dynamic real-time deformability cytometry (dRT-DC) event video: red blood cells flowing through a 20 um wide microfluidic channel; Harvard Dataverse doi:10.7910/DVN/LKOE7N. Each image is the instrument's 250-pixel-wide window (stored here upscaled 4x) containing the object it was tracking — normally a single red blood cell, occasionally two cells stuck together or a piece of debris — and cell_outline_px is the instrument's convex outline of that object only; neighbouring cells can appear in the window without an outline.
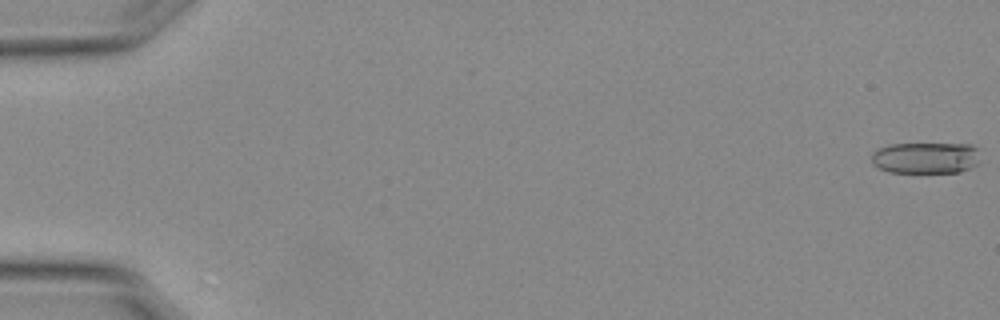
{"species": "Egyptian fruit bat (a non-hibernating species)", "species_latin": "Rousettus aegyptiacus", "temperature_condition": "warm", "stored_images_in_passage": 55, "camera_frame_rate_fps": 3000, "um_per_image_px": 0.085, "animal": {"sex": "female"}, "frame": {"image": 1, "passage_image": 1, "time_ms": 0.0, "image_size_px": [1000, 320], "cell_outline_px": [[976, 164], [960, 172], [888, 172], [876, 168], [872, 164], [872, 152], [876, 148], [888, 144], [972, 144], [976, 148]], "centroid_in_image_um": [78.58, 13.41], "position_along_channel_um": 6.4, "area_um2": 19.83}}
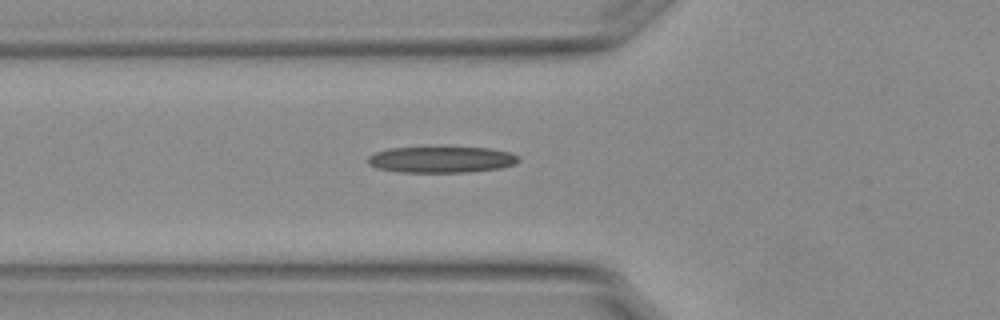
{"frame": {"image": 2, "passage_image": 21, "time_ms": 6.667, "image_size_px": [1000, 320], "cell_outline_px": [[520, 160], [512, 164], [500, 168], [468, 172], [400, 172], [376, 168], [368, 164], [368, 156], [376, 152], [388, 148], [444, 144], [492, 148], [508, 152], [520, 156]], "centroid_in_image_um": [37.5, 13.5], "position_along_channel_um": 88.3, "area_um2": 24.33}}
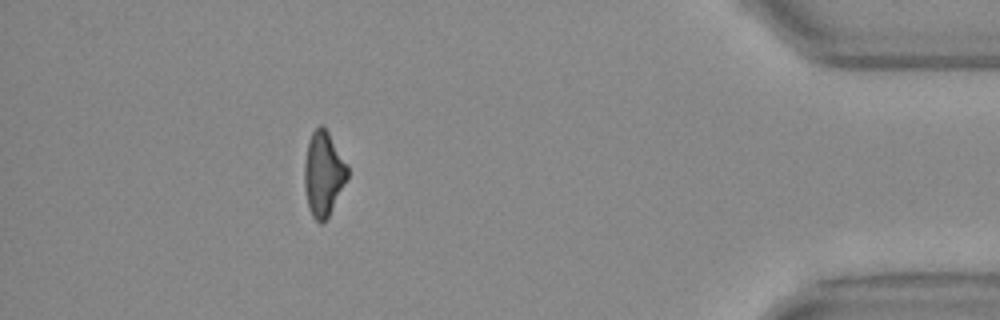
{"frame": {"image": 3, "passage_image": 50, "time_ms": 16.333, "image_size_px": [1000, 320], "cell_outline_px": [[348, 176], [328, 216], [320, 224], [312, 216], [308, 208], [304, 188], [304, 164], [308, 140], [312, 132], [320, 124], [328, 132], [348, 164]], "centroid_in_image_um": [27.47, 14.75], "position_along_channel_um": 407.7, "area_um2": 21.1}, "authors_computed_cell_mechanics": {"area_um2": 22.0218, "velocity_mm_per_s": 3.7922, "shape_relaxation_time_tau1_ms": null, "shape_relaxation_time_tau2_ms": 5.4233, "deformation_change_tau1": null, "deformation_change_tau2": 0.1914}}